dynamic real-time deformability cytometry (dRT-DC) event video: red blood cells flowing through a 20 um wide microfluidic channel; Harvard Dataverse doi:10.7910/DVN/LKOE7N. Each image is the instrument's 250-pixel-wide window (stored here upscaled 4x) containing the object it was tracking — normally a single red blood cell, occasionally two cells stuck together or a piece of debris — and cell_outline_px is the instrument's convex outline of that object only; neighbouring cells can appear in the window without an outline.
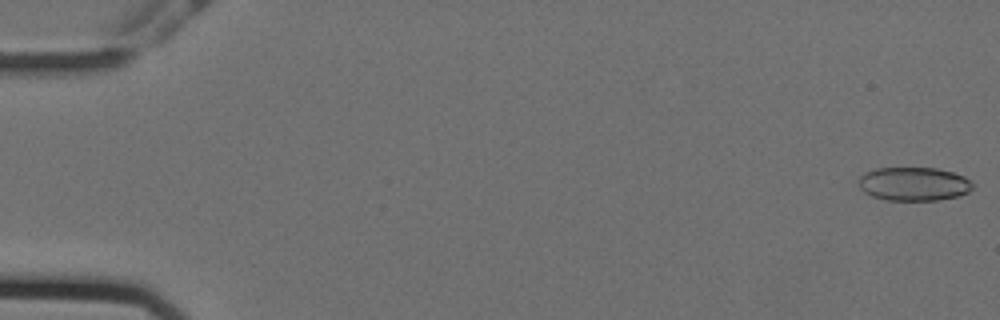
{"species": "Egyptian fruit bat (a non-hibernating species)", "species_latin": "Rousettus aegyptiacus", "temperature_condition": "cold", "stored_images_in_passage": 57, "camera_frame_rate_fps": 3000, "um_per_image_px": 0.085, "animal": {"sex": "female"}, "frame": {"image": 1, "passage_image": 1, "time_ms": 0.0, "image_size_px": [1000, 320], "cell_outline_px": [[972, 188], [968, 192], [960, 196], [940, 200], [884, 200], [872, 196], [864, 192], [860, 188], [860, 176], [864, 172], [876, 168], [936, 168], [952, 172], [964, 176], [972, 184]], "centroid_in_image_um": [77.66, 15.64], "position_along_channel_um": 7.3, "area_um2": 22.37}}
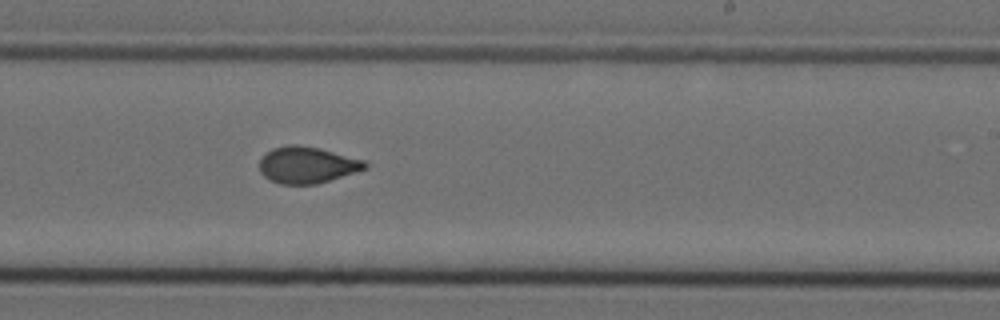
{"frame": {"image": 2, "passage_image": 35, "time_ms": 11.333, "image_size_px": [1000, 320], "cell_outline_px": [[368, 168], [316, 184], [280, 184], [268, 180], [260, 172], [260, 160], [272, 148], [288, 144], [296, 144], [320, 148], [364, 160], [368, 164]], "centroid_in_image_um": [26.09, 14.02], "position_along_channel_um": 262.9, "area_um2": 22.43}}
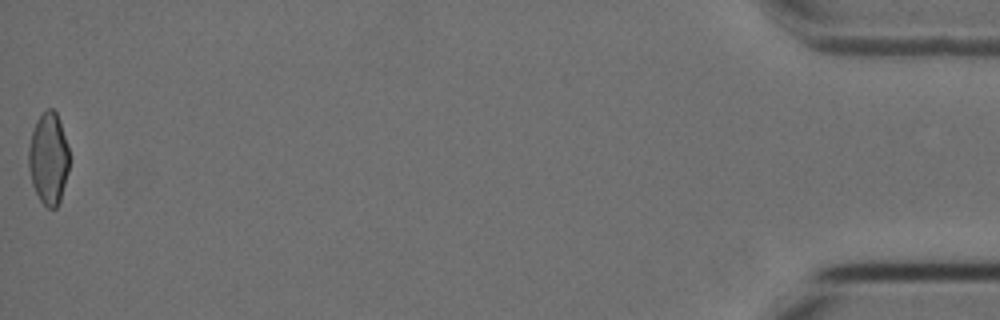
{"frame": {"image": 3, "passage_image": 57, "time_ms": 18.667, "image_size_px": [1000, 320], "cell_outline_px": [[68, 172], [60, 200], [56, 208], [48, 208], [40, 200], [32, 184], [28, 164], [28, 148], [32, 132], [36, 120], [48, 108], [52, 108], [56, 112], [60, 120], [68, 148]], "centroid_in_image_um": [4.11, 13.47], "position_along_channel_um": 431.1, "area_um2": 21.62}, "authors_computed_cell_mechanics": {"area_um2": 22.5998, "velocity_mm_per_s": 3.5736, "shape_relaxation_time_tau1_ms": 8.6443, "shape_relaxation_time_tau2_ms": 0.7783, "deformation_change_tau1": 0.1682, "deformation_change_tau2": 0.0417}}